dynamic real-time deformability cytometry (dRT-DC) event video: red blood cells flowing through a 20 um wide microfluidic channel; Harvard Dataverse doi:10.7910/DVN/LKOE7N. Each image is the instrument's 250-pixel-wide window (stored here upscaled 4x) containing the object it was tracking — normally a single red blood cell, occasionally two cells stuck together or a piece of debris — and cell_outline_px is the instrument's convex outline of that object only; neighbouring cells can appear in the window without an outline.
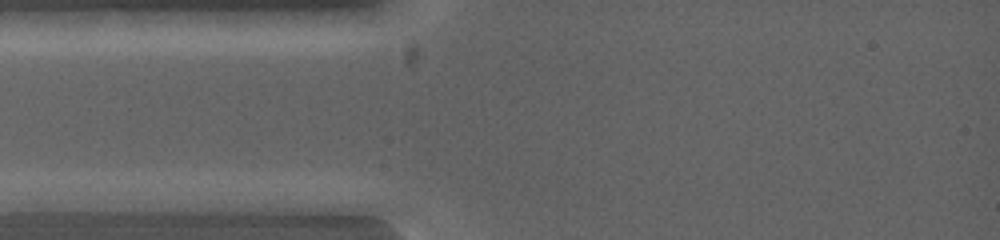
{"species": "common noctule bat (a hibernating species)", "species_latin": "Nyctalus noctula", "temperature_condition": "warm", "stored_images_in_passage": 3, "camera_frame_rate_fps": 5000, "um_per_image_px": 0.085, "animal": {"sex": "female", "body_mass_g": 19.0, "forearm_length_mm": 53.3}, "frame": {"image": 1, "passage_image": 1, "time_ms": 0.0, "image_size_px": [1000, 240], "cell_outline_px": [[308, 200], [304, 216], [292, 216], [196, 200], [224, 192], [288, 192]], "centroid_in_image_um": [22.32, 17.16], "position_along_channel_um": 62.7, "area_um2": 12.25}}